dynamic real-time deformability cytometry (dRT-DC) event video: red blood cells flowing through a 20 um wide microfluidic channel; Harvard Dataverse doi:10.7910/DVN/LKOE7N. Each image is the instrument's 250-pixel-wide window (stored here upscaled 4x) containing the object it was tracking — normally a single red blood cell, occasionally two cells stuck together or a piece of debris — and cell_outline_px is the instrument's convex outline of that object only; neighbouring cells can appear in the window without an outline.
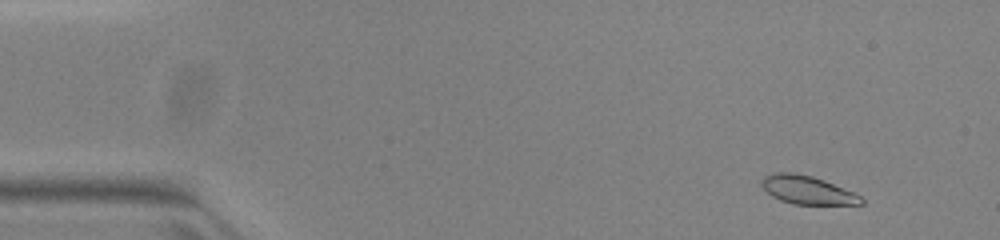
{"species": "common noctule bat (a hibernating species)", "species_latin": "Nyctalus noctula", "temperature_condition": "warm", "stored_images_in_passage": 51, "camera_frame_rate_fps": 3000, "um_per_image_px": 0.085, "animal": {"sex": "female", "body_mass_g": 23.0, "forearm_length_mm": 53.4}, "frame": {"image": 1, "passage_image": 3, "time_ms": 0.667, "image_size_px": [1000, 240], "cell_outline_px": [[864, 204], [792, 204], [780, 200], [772, 196], [760, 184], [760, 180], [764, 176], [772, 172], [796, 172], [812, 176], [824, 180], [852, 192], [860, 196], [864, 200]], "centroid_in_image_um": [68.57, 16.13], "position_along_channel_um": 16.4, "area_um2": 16.42}}
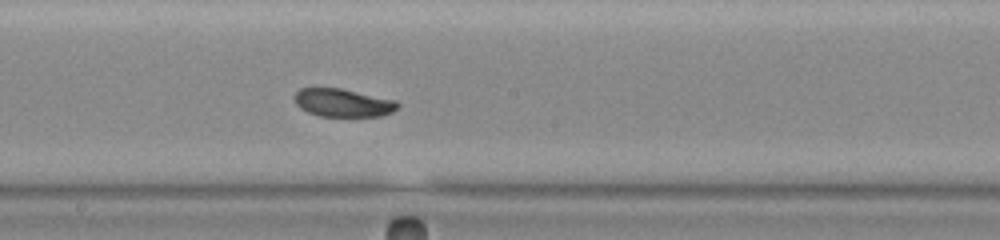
{"frame": {"image": 2, "passage_image": 27, "time_ms": 8.667, "image_size_px": [1000, 240], "cell_outline_px": [[400, 104], [392, 112], [380, 116], [320, 116], [308, 112], [300, 108], [296, 104], [296, 92], [300, 88], [340, 88], [396, 100]], "centroid_in_image_um": [29.16, 8.73], "position_along_channel_um": 219.0, "area_um2": 16.7}}
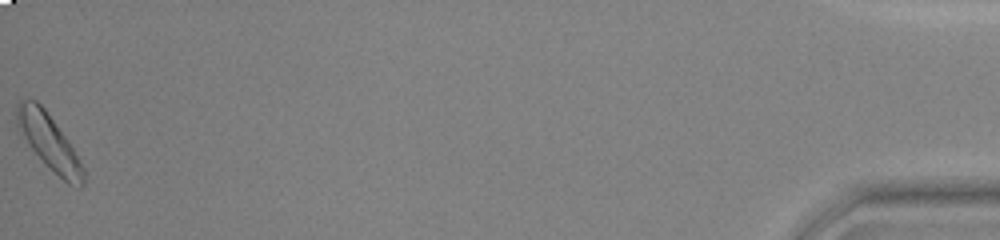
{"frame": {"image": 3, "passage_image": 51, "time_ms": 16.667, "image_size_px": [1000, 240], "cell_outline_px": [[84, 184], [80, 188], [68, 184], [32, 148], [16, 124], [16, 104], [20, 100], [36, 100], [44, 108], [64, 136], [72, 148], [84, 168]], "centroid_in_image_um": [4.17, 12.04], "position_along_channel_um": 431.0, "area_um2": 20.35}, "authors_computed_cell_mechanics": {"area_um2": 17.629, "velocity_mm_per_s": 3.9104, "shape_relaxation_time_tau1_ms": 2.7553, "shape_relaxation_time_tau2_ms": null, "deformation_change_tau1": 0.1157, "deformation_change_tau2": null}}